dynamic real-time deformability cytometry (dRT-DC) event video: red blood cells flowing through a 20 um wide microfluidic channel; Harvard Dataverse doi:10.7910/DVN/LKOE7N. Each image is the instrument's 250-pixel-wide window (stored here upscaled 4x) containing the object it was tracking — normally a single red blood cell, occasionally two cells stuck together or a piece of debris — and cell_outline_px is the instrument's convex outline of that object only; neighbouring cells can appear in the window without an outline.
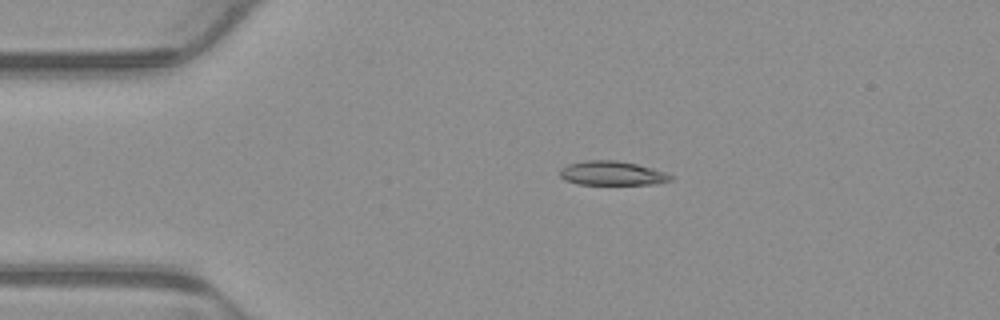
{"species": "common noctule bat (a hibernating species)", "species_latin": "Nyctalus noctula", "temperature_condition": "warm", "stored_images_in_passage": 4, "camera_frame_rate_fps": 3000, "um_per_image_px": 0.085, "animal": {"sex": "male", "body_mass_g": 23.1, "forearm_length_mm": 52.7}, "frame": {"image": 1, "passage_image": 3, "time_ms": 0.667, "image_size_px": [1000, 320], "cell_outline_px": [[676, 176], [672, 180], [652, 184], [576, 184], [564, 180], [560, 176], [560, 168], [568, 164], [584, 160], [616, 160], [636, 164], [652, 168]], "centroid_in_image_um": [52.01, 14.72], "position_along_channel_um": 33.0, "area_um2": 15.66}}